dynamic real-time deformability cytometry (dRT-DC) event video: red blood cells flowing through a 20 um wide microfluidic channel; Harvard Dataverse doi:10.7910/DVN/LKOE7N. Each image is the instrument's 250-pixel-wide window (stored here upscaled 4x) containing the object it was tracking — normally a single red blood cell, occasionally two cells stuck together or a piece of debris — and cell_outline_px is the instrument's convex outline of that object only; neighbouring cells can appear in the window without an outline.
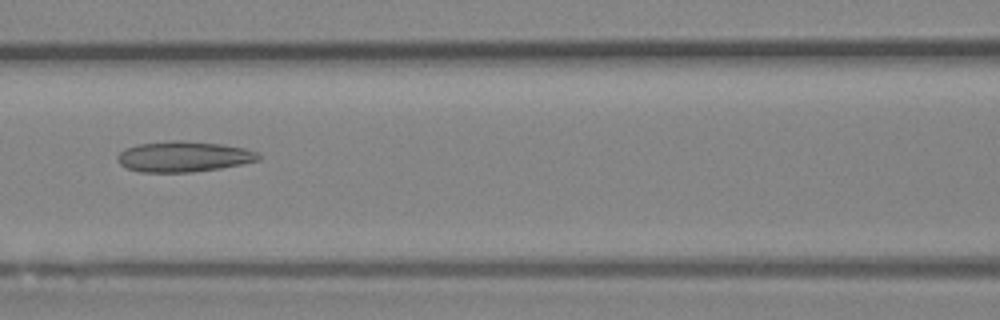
{"species": "Egyptian fruit bat (a non-hibernating species)", "species_latin": "Rousettus aegyptiacus", "temperature_condition": "room temperature", "stored_images_in_passage": 6, "camera_frame_rate_fps": 3000, "um_per_image_px": 0.085, "animal": {"sex": "female"}, "frame": {"image": 1, "passage_image": 6, "time_ms": 1.667, "image_size_px": [1000, 320], "cell_outline_px": [[260, 160], [220, 168], [192, 172], [140, 172], [128, 168], [120, 164], [116, 160], [116, 156], [124, 148], [136, 144], [172, 140], [180, 140], [220, 144], [244, 148], [256, 152], [260, 156]], "centroid_in_image_um": [15.55, 13.3], "position_along_channel_um": 151.0, "area_um2": 25.14}}